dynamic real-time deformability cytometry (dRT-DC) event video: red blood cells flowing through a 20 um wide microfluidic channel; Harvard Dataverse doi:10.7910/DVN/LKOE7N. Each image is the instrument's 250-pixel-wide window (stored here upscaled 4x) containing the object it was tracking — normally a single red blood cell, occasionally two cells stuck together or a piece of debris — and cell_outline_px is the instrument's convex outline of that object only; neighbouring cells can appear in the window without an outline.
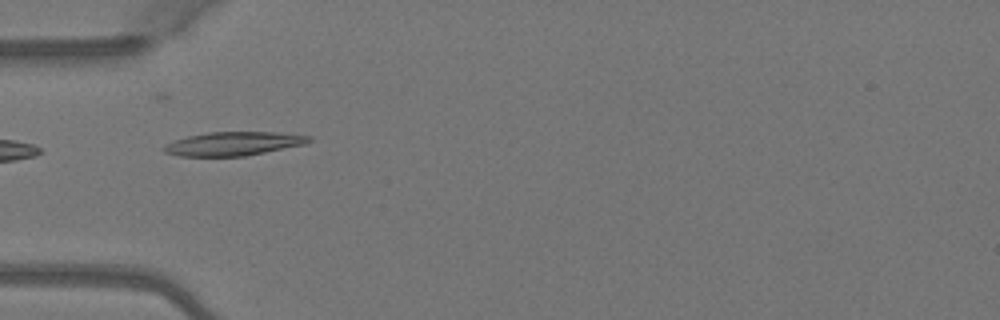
{"species": "Egyptian fruit bat (a non-hibernating species)", "species_latin": "Rousettus aegyptiacus", "temperature_condition": "warm", "stored_images_in_passage": 6, "camera_frame_rate_fps": 3000, "um_per_image_px": 0.085, "animal": {"sex": "female"}, "frame": {"image": 1, "passage_image": 4, "time_ms": 1.0, "image_size_px": [1000, 320], "cell_outline_px": [[312, 140], [304, 144], [244, 156], [180, 156], [164, 152], [164, 144], [188, 136], [208, 132], [276, 132], [312, 136]], "centroid_in_image_um": [19.84, 12.21], "position_along_channel_um": 65.2, "area_um2": 19.83}}
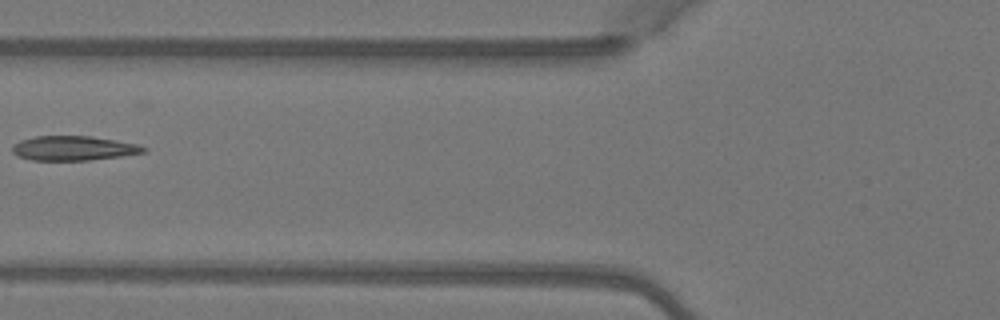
{"frame": {"image": 2, "passage_image": 5, "time_ms": 1.333, "image_size_px": [1000, 320], "cell_outline_px": [[148, 148], [144, 152], [120, 156], [88, 160], [32, 160], [16, 156], [12, 152], [12, 144], [20, 140], [36, 136], [92, 136], [136, 144]], "centroid_in_image_um": [6.19, 12.59], "position_along_channel_um": 119.6, "area_um2": 18.67}}
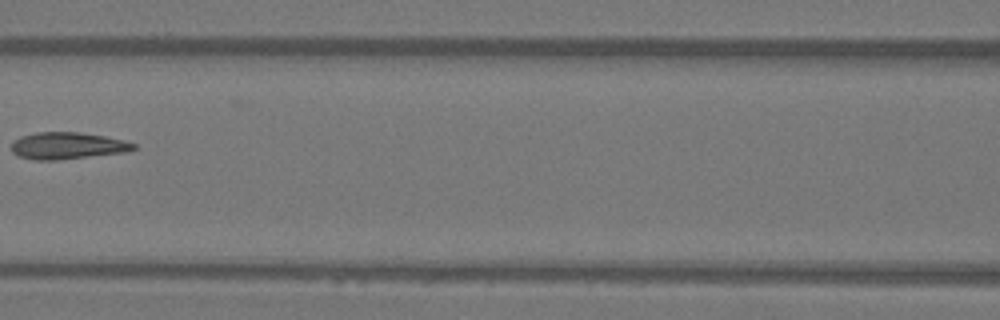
{"frame": {"image": 3, "passage_image": 6, "time_ms": 1.667, "image_size_px": [1000, 320], "cell_outline_px": [[136, 148], [128, 152], [56, 160], [36, 160], [20, 156], [12, 152], [12, 144], [20, 136], [36, 132], [80, 132], [104, 136], [124, 140], [136, 144]], "centroid_in_image_um": [5.76, 12.38], "position_along_channel_um": 160.8, "area_um2": 19.07}}